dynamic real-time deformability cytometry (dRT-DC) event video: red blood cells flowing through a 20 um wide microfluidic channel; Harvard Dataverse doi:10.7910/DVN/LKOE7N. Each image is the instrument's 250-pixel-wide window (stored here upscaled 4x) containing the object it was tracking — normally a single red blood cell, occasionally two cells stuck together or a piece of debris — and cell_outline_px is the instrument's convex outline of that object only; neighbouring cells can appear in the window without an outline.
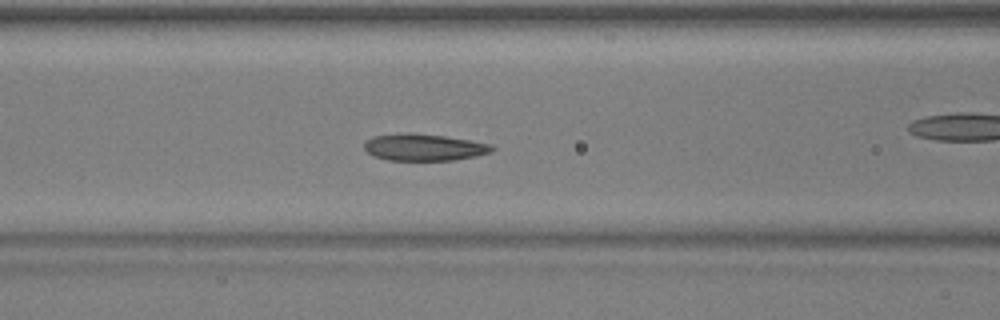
{"species": "common noctule bat (a hibernating species)", "species_latin": "Nyctalus noctula", "temperature_condition": "warm", "stored_images_in_passage": 44, "camera_frame_rate_fps": 3000, "um_per_image_px": 0.085, "animal": {"sex": "male", "body_mass_g": 17.9, "forearm_length_mm": 54.2}, "frame": {"image": 1, "passage_image": 13, "time_ms": 4.0, "image_size_px": [1000, 320], "cell_outline_px": [[496, 148], [492, 152], [476, 156], [452, 160], [388, 160], [372, 156], [364, 148], [364, 140], [372, 136], [404, 132], [408, 132], [444, 136], [472, 140], [492, 144]], "centroid_in_image_um": [36.03, 12.51], "position_along_channel_um": 130.6, "area_um2": 20.29}, "authors_computed_cell_mechanics": {"area_um2": 20.519, "velocity_mm_per_s": 3.9024, "shape_relaxation_time_tau1_ms": 4.7961, "shape_relaxation_time_tau2_ms": 3.6415, "deformation_change_tau1": 0.1317, "deformation_change_tau2": 0.0997}}